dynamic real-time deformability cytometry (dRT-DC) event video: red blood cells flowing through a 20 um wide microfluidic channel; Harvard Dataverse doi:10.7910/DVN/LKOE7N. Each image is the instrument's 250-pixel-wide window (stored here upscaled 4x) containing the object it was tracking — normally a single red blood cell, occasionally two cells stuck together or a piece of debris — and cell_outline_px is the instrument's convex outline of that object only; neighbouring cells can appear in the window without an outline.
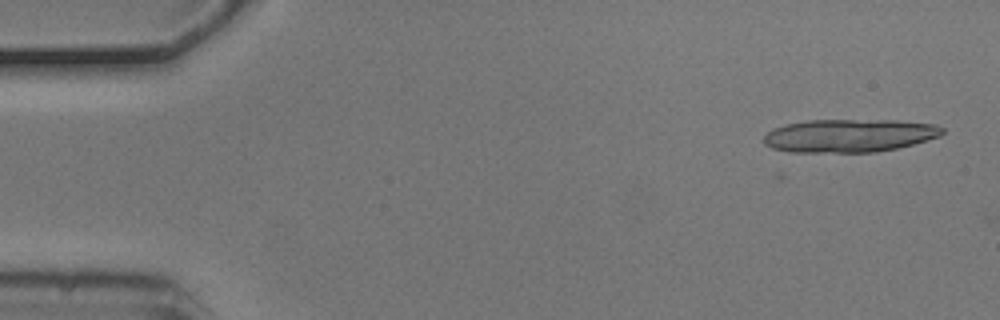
{"species": "common noctule bat (a hibernating species)", "species_latin": "Nyctalus noctula", "temperature_condition": "cold", "stored_images_in_passage": 6, "camera_frame_rate_fps": 3000, "um_per_image_px": 0.085, "animal": {"sex": "male", "body_mass_g": 20.5, "forearm_length_mm": 52.5}, "frame": {"image": 1, "passage_image": 1, "time_ms": 0.0, "image_size_px": [1000, 320], "cell_outline_px": [[944, 132], [940, 136], [912, 144], [896, 148], [876, 152], [788, 152], [772, 148], [764, 144], [764, 136], [772, 128], [788, 124], [808, 120], [896, 120], [936, 124], [944, 128]], "centroid_in_image_um": [72.19, 11.52], "position_along_channel_um": 12.8, "area_um2": 34.51}}
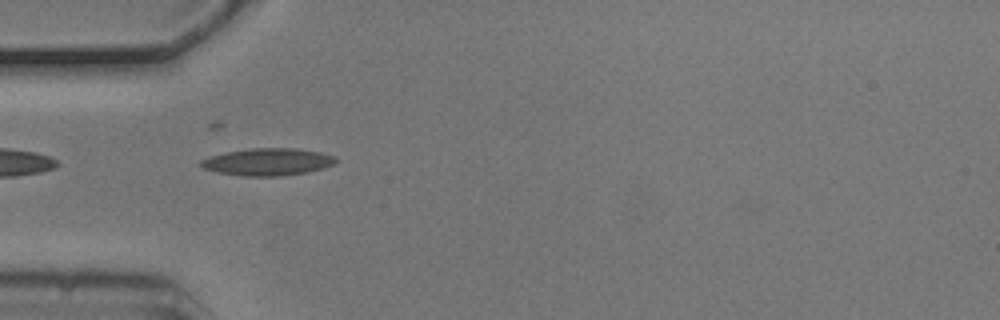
{"frame": {"image": 2, "passage_image": 5, "time_ms": 1.333, "image_size_px": [1000, 320], "cell_outline_px": [[336, 160], [332, 164], [324, 168], [308, 172], [280, 176], [244, 176], [216, 172], [204, 168], [200, 164], [200, 160], [208, 156], [228, 152], [252, 148], [296, 148], [320, 152], [336, 156]], "centroid_in_image_um": [22.76, 13.76], "position_along_channel_um": 62.2, "area_um2": 21.39}}
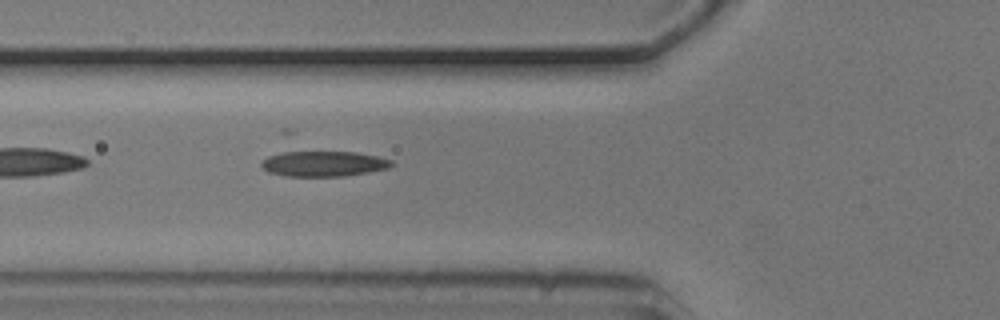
{"frame": {"image": 3, "passage_image": 6, "time_ms": 1.667, "image_size_px": [1000, 320], "cell_outline_px": [[396, 164], [388, 168], [368, 172], [344, 176], [284, 176], [268, 172], [260, 164], [268, 156], [292, 148], [356, 152], [376, 156], [392, 160]], "centroid_in_image_um": [27.46, 13.86], "position_along_channel_um": 98.3, "area_um2": 20.29}}